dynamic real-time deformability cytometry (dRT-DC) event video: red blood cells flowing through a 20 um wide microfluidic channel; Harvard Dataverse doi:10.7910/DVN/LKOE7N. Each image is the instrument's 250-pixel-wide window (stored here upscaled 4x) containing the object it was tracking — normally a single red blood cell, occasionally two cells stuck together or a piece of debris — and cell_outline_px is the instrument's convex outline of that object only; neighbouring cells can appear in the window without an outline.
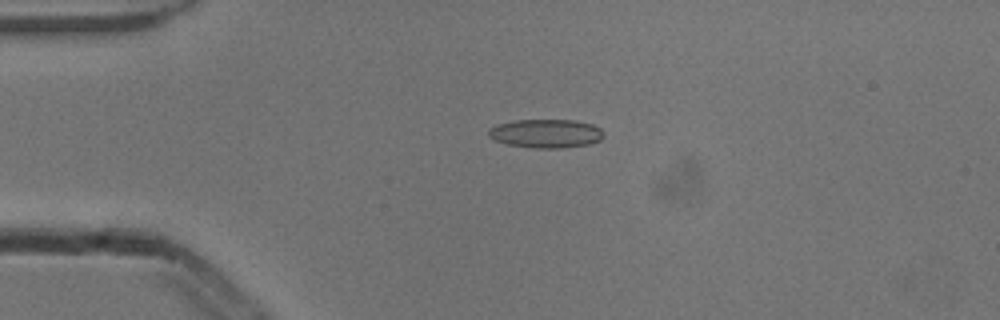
{"species": "common noctule bat (a hibernating species)", "species_latin": "Nyctalus noctula", "temperature_condition": "cold", "stored_images_in_passage": 3, "camera_frame_rate_fps": 3000, "um_per_image_px": 0.085, "animal": {"sex": "male", "body_mass_g": 13.3}, "frame": {"image": 1, "passage_image": 1, "time_ms": 0.0, "image_size_px": [1000, 320], "cell_outline_px": [[604, 136], [600, 140], [588, 144], [564, 148], [532, 148], [508, 144], [496, 140], [488, 136], [488, 128], [512, 120], [576, 120], [592, 124], [600, 128], [604, 132]], "centroid_in_image_um": [46.42, 11.34], "position_along_channel_um": 38.6, "area_um2": 19.31}}
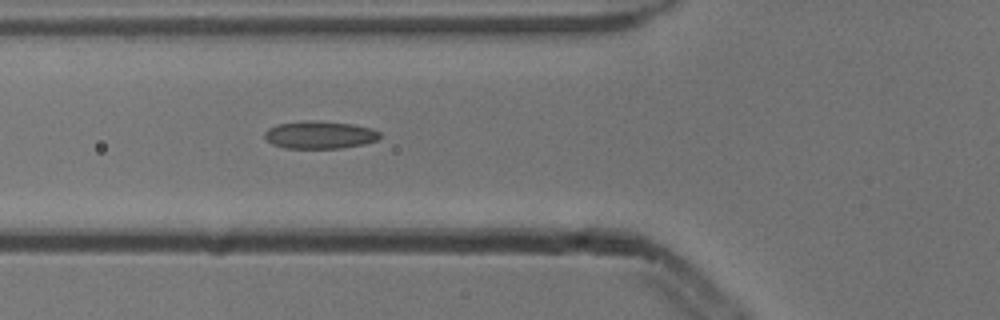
{"frame": {"image": 2, "passage_image": 3, "time_ms": 0.667, "image_size_px": [1000, 320], "cell_outline_px": [[380, 140], [364, 144], [340, 148], [284, 148], [272, 144], [264, 136], [264, 132], [268, 128], [276, 124], [304, 120], [320, 120], [352, 124], [372, 128], [380, 132]], "centroid_in_image_um": [27.18, 11.45], "position_along_channel_um": 98.6, "area_um2": 18.84}}